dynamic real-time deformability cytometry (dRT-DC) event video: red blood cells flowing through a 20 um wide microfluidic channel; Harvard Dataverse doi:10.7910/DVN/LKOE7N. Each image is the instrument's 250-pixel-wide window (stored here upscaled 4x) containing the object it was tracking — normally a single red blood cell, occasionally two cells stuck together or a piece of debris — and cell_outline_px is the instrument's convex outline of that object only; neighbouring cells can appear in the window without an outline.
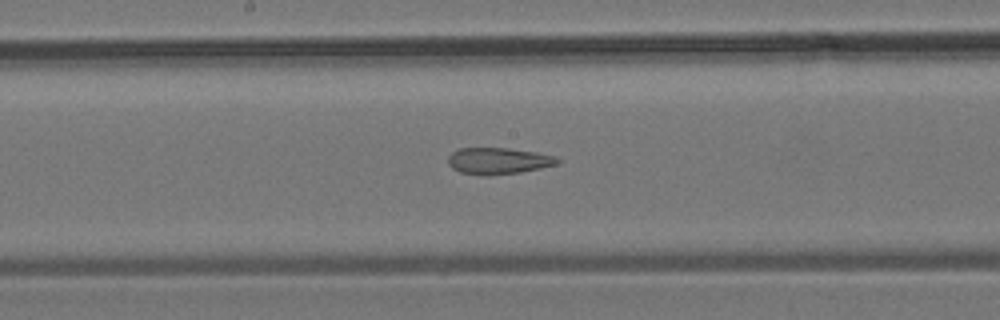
{"species": "common noctule bat (a hibernating species)", "species_latin": "Nyctalus noctula", "temperature_condition": "room temperature", "stored_images_in_passage": 42, "segment_of_instrument_passage": [2, 2], "camera_frame_rate_fps": 3000, "um_per_image_px": 0.085, "animal": {"sex": "male", "body_mass_g": 19.2, "forearm_length_mm": 51.8}, "frame": {"image": 1, "passage_image": 22, "time_ms": 7.0, "image_size_px": [1000, 320], "cell_outline_px": [[560, 164], [520, 172], [488, 176], [484, 176], [460, 172], [452, 168], [448, 164], [448, 156], [452, 152], [460, 148], [508, 148], [536, 152], [556, 156], [560, 160]], "centroid_in_image_um": [42.36, 13.68], "position_along_channel_um": 205.8, "area_um2": 17.05}}
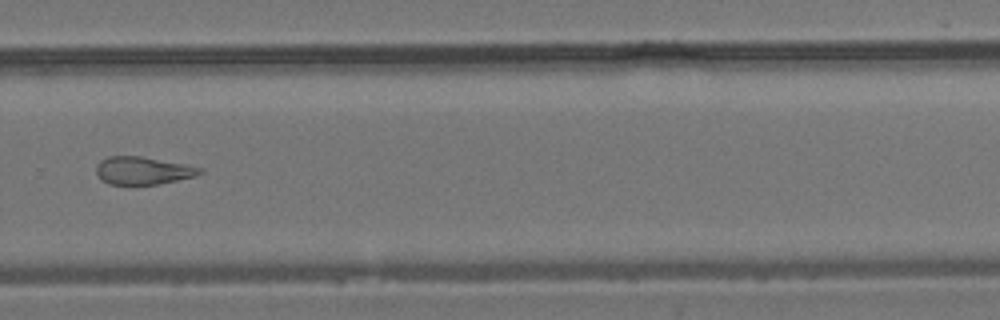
{"frame": {"image": 2, "passage_image": 29, "time_ms": 9.333, "image_size_px": [1000, 320], "cell_outline_px": [[204, 172], [196, 176], [156, 184], [132, 188], [108, 184], [100, 180], [96, 172], [96, 164], [100, 160], [108, 156], [140, 156], [188, 164], [204, 168]], "centroid_in_image_um": [12.12, 14.54], "position_along_channel_um": 317.7, "area_um2": 17.63}}
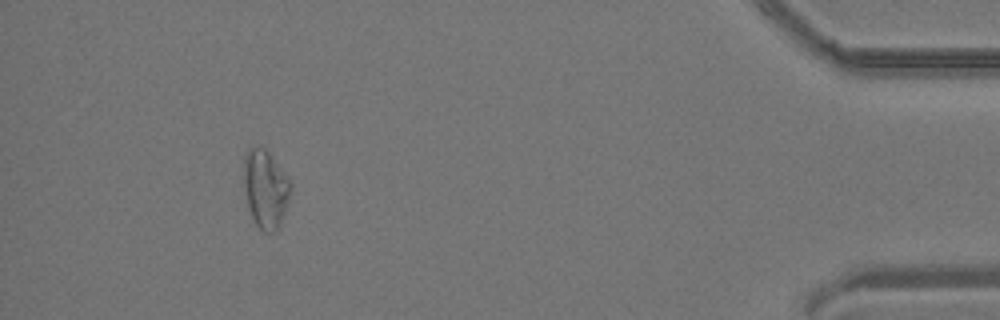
{"frame": {"image": 3, "passage_image": 39, "time_ms": 12.667, "image_size_px": [1000, 320], "cell_outline_px": [[292, 184], [288, 200], [280, 224], [276, 232], [264, 232], [256, 224], [252, 216], [248, 204], [244, 184], [244, 156], [248, 148], [256, 144], [264, 148], [268, 152]], "centroid_in_image_um": [22.55, 16.03], "position_along_channel_um": 412.6, "area_um2": 20.98}}